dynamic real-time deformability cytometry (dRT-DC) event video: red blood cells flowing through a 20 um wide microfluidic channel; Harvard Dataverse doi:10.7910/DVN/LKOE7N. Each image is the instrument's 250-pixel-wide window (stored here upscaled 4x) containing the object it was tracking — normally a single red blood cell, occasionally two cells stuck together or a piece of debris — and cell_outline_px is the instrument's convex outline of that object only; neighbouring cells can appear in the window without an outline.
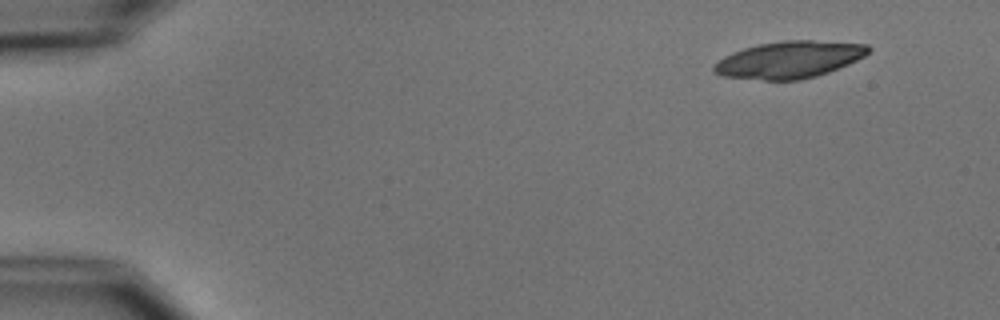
{"species": "common noctule bat (a hibernating species)", "species_latin": "Nyctalus noctula", "temperature_condition": "cold", "stored_images_in_passage": 4, "camera_frame_rate_fps": 3000, "um_per_image_px": 0.085, "animal": {"sex": "male", "body_mass_g": 15.6}, "frame": {"image": 1, "passage_image": 1, "time_ms": 0.0, "image_size_px": [1000, 320], "cell_outline_px": [[872, 48], [864, 56], [848, 64], [828, 72], [816, 76], [800, 80], [764, 80], [724, 76], [712, 72], [712, 64], [724, 56], [732, 52], [744, 48], [760, 44], [784, 40], [812, 40], [868, 44]], "centroid_in_image_um": [67.07, 5.07], "position_along_channel_um": 17.9, "area_um2": 33.29}}